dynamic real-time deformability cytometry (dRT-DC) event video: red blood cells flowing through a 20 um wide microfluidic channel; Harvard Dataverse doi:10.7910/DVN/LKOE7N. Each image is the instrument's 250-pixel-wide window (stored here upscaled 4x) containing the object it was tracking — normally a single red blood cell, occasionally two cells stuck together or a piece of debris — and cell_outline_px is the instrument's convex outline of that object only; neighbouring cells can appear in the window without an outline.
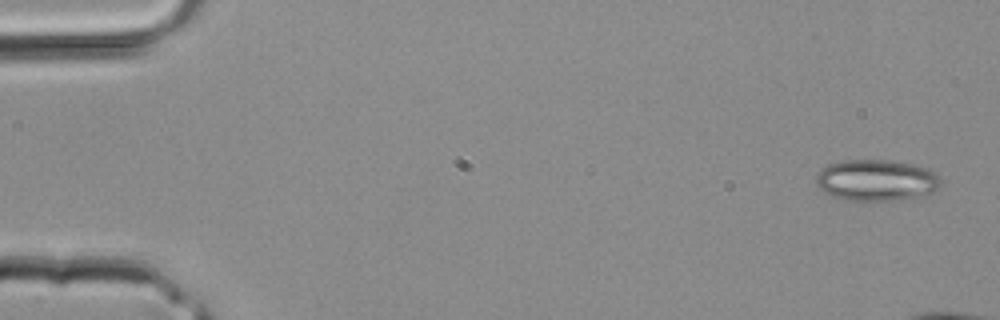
{"species": "common noctule bat (a hibernating species)", "species_latin": "Nyctalus noctula", "temperature_condition": "room temperature", "stored_images_in_passage": 3, "camera_frame_rate_fps": 3000, "um_per_image_px": 0.085, "animal": {"sex": "male", "body_mass_g": 20.4}, "frame": {"image": 1, "passage_image": 1, "time_ms": 0.0, "image_size_px": [1000, 320], "cell_outline_px": [[940, 184], [932, 192], [924, 196], [912, 200], [844, 200], [832, 196], [824, 192], [816, 184], [816, 176], [828, 164], [840, 160], [888, 160], [916, 164], [928, 168], [936, 172], [940, 176]], "centroid_in_image_um": [74.54, 15.32], "position_along_channel_um": 10.5, "area_um2": 30.46}}